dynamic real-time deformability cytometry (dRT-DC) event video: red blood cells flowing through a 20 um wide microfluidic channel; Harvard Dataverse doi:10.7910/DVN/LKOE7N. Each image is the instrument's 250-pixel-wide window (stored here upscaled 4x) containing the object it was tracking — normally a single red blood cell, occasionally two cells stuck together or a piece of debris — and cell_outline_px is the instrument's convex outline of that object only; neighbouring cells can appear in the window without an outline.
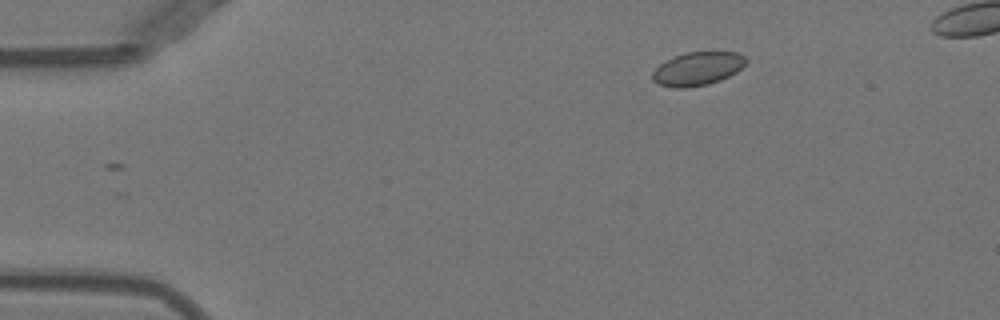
{"species": "Egyptian fruit bat (a non-hibernating species)", "species_latin": "Rousettus aegyptiacus", "temperature_condition": "warm", "stored_images_in_passage": 25, "camera_frame_rate_fps": 3000, "um_per_image_px": 0.085, "animal": {"sex": "female"}, "frame": {"image": 1, "passage_image": 1, "time_ms": 0.0, "image_size_px": [1000, 320], "cell_outline_px": [[748, 60], [736, 72], [720, 80], [708, 84], [688, 88], [676, 88], [660, 84], [652, 80], [652, 72], [660, 64], [676, 56], [688, 52], [740, 52]], "centroid_in_image_um": [59.31, 5.84], "position_along_channel_um": 25.7, "area_um2": 18.03}}
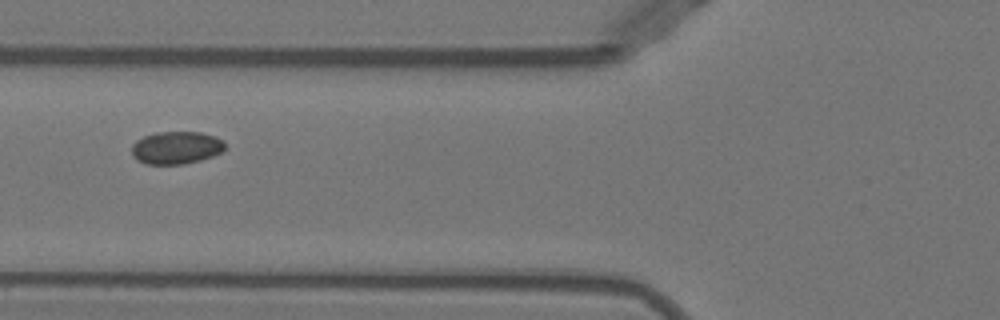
{"frame": {"image": 2, "passage_image": 13, "time_ms": 4.0, "image_size_px": [1000, 320], "cell_outline_px": [[224, 148], [220, 152], [212, 156], [200, 160], [184, 164], [144, 164], [136, 160], [132, 156], [132, 144], [136, 140], [144, 136], [156, 132], [200, 132], [216, 136], [224, 140]], "centroid_in_image_um": [14.95, 12.55], "position_along_channel_um": 110.8, "area_um2": 17.86}}
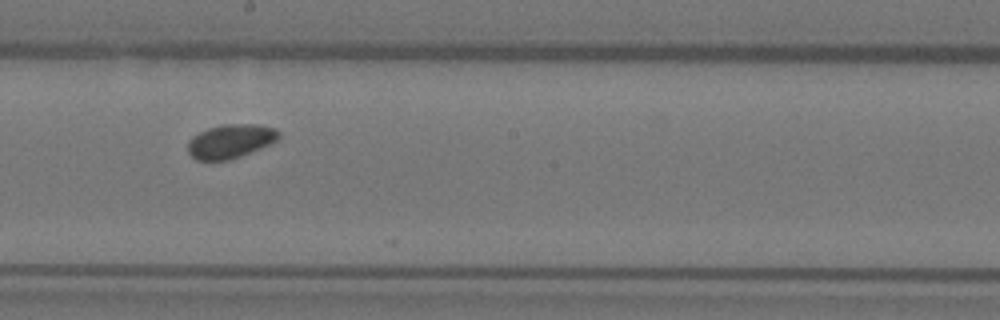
{"frame": {"image": 3, "passage_image": 22, "time_ms": 7.0, "image_size_px": [1000, 320], "cell_outline_px": [[280, 136], [276, 140], [260, 148], [228, 160], [196, 160], [188, 152], [188, 140], [192, 136], [208, 128], [224, 124], [260, 124], [276, 128], [280, 132]], "centroid_in_image_um": [19.58, 11.98], "position_along_channel_um": 228.6, "area_um2": 17.86}}